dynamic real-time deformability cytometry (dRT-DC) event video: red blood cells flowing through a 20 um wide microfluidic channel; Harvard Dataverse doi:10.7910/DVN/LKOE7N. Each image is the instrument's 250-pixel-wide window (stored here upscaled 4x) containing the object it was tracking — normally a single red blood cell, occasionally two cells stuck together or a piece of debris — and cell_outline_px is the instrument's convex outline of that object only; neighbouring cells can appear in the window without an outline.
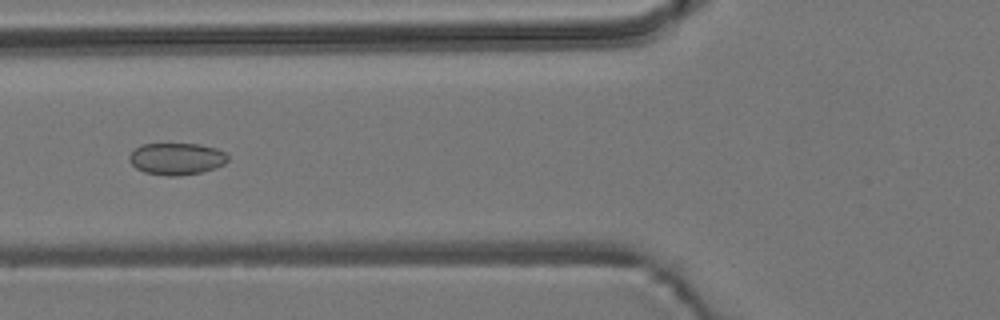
{"species": "common noctule bat (a hibernating species)", "species_latin": "Nyctalus noctula", "temperature_condition": "room temperature", "stored_images_in_passage": 53, "camera_frame_rate_fps": 3000, "um_per_image_px": 0.085, "animal": {"sex": "male", "body_mass_g": 19.2, "forearm_length_mm": 51.8}, "frame": {"image": 1, "passage_image": 19, "time_ms": 6.0, "image_size_px": [1000, 320], "cell_outline_px": [[228, 160], [224, 164], [216, 168], [200, 172], [176, 176], [168, 176], [144, 172], [136, 168], [128, 160], [128, 156], [140, 144], [200, 144], [216, 148], [224, 152], [228, 156]], "centroid_in_image_um": [15.0, 13.49], "position_along_channel_um": 110.8, "area_um2": 18.32}}
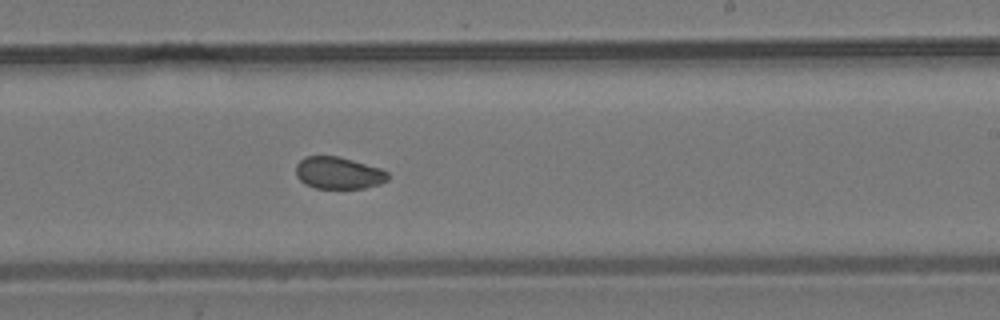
{"frame": {"image": 2, "passage_image": 31, "time_ms": 10.0, "image_size_px": [1000, 320], "cell_outline_px": [[388, 180], [380, 184], [364, 188], [316, 188], [304, 184], [296, 176], [296, 164], [304, 156], [336, 156], [352, 160], [380, 168], [388, 172]], "centroid_in_image_um": [28.75, 14.7], "position_along_channel_um": 260.2, "area_um2": 17.17}}
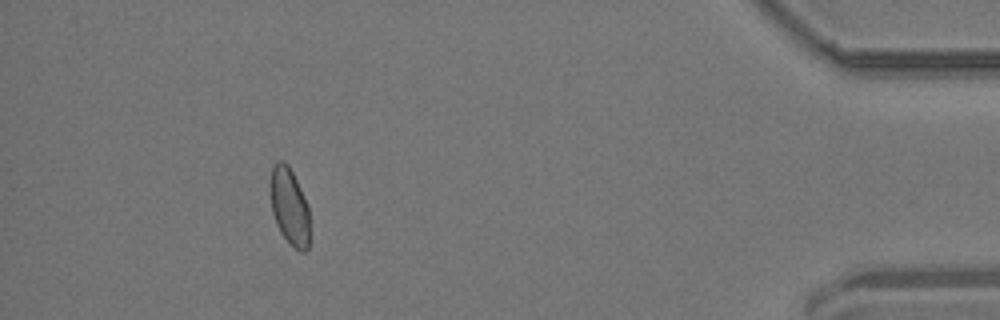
{"frame": {"image": 3, "passage_image": 48, "time_ms": 15.667, "image_size_px": [1000, 320], "cell_outline_px": [[308, 248], [304, 252], [300, 252], [280, 232], [276, 224], [272, 212], [268, 184], [272, 164], [276, 160], [284, 160], [288, 164], [300, 188], [308, 208]], "centroid_in_image_um": [24.54, 17.46], "position_along_channel_um": 410.7, "area_um2": 17.74}, "authors_computed_cell_mechanics": {"area_um2": 18.207, "velocity_mm_per_s": 3.737, "shape_relaxation_time_tau1_ms": null, "shape_relaxation_time_tau2_ms": 3.0256, "deformation_change_tau1": null, "deformation_change_tau2": 0.0519}}